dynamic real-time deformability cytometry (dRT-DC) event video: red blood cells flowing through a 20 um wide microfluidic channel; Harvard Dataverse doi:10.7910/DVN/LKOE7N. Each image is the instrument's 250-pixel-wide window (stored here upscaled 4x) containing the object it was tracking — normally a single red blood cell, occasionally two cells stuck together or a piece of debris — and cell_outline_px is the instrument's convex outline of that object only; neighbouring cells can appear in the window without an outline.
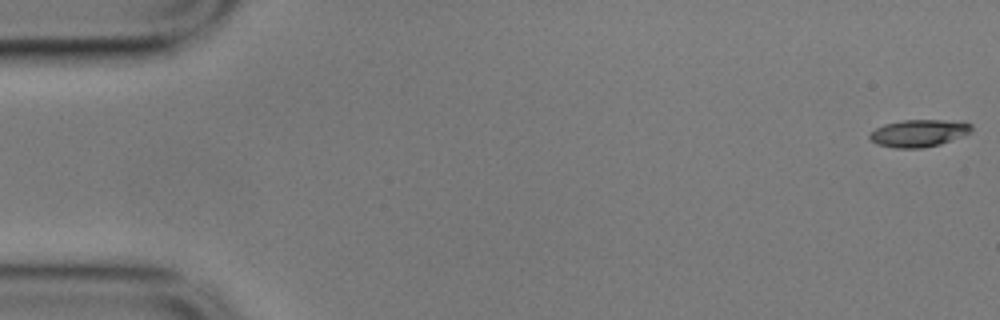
{"species": "common noctule bat (a hibernating species)", "species_latin": "Nyctalus noctula", "temperature_condition": "cold", "stored_images_in_passage": 50, "camera_frame_rate_fps": 3000, "um_per_image_px": 0.085, "animal": {"sex": "male", "body_mass_g": 17.9}, "frame": {"image": 1, "passage_image": 1, "time_ms": 0.0, "image_size_px": [1000, 320], "cell_outline_px": [[972, 128], [968, 132], [940, 144], [920, 148], [896, 148], [876, 144], [868, 136], [876, 128], [884, 124], [904, 120], [944, 120], [972, 124]], "centroid_in_image_um": [78.03, 11.32], "position_along_channel_um": 7.0, "area_um2": 15.72}}
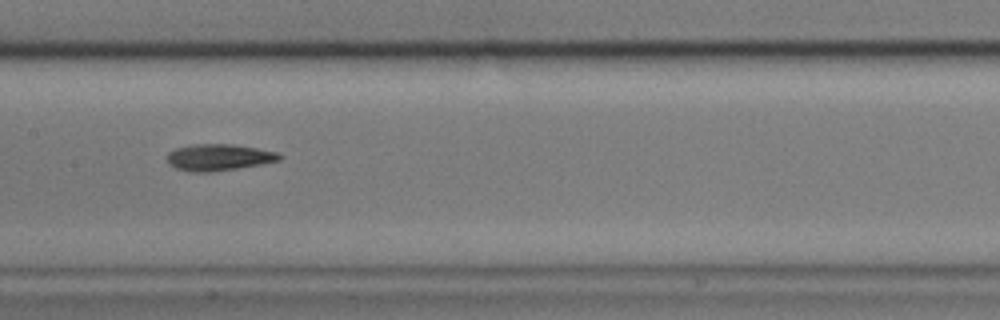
{"frame": {"image": 2, "passage_image": 28, "time_ms": 9.0, "image_size_px": [1000, 320], "cell_outline_px": [[284, 156], [280, 160], [260, 164], [236, 168], [208, 172], [188, 172], [176, 168], [168, 164], [168, 152], [176, 148], [192, 144], [232, 144], [280, 152]], "centroid_in_image_um": [18.6, 13.37], "position_along_channel_um": 188.8, "area_um2": 17.4}}
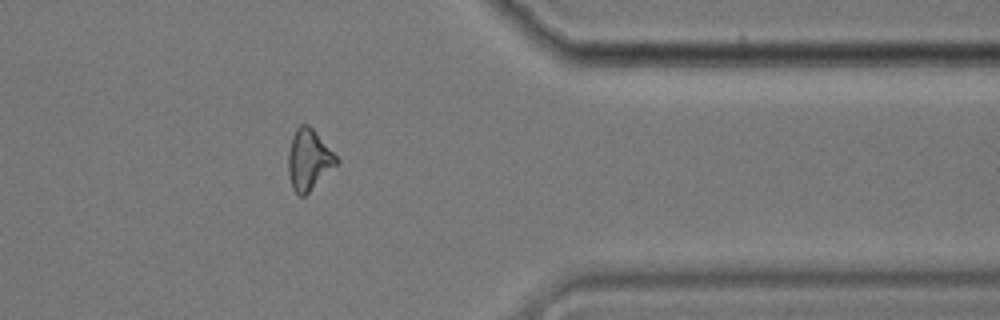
{"frame": {"image": 3, "passage_image": 46, "time_ms": 15.0, "image_size_px": [1000, 320], "cell_outline_px": [[340, 160], [304, 196], [300, 196], [292, 188], [288, 176], [288, 152], [292, 136], [296, 128], [300, 124], [308, 124], [316, 132]], "centroid_in_image_um": [26.21, 13.55], "position_along_channel_um": 385.2, "area_um2": 16.82}}